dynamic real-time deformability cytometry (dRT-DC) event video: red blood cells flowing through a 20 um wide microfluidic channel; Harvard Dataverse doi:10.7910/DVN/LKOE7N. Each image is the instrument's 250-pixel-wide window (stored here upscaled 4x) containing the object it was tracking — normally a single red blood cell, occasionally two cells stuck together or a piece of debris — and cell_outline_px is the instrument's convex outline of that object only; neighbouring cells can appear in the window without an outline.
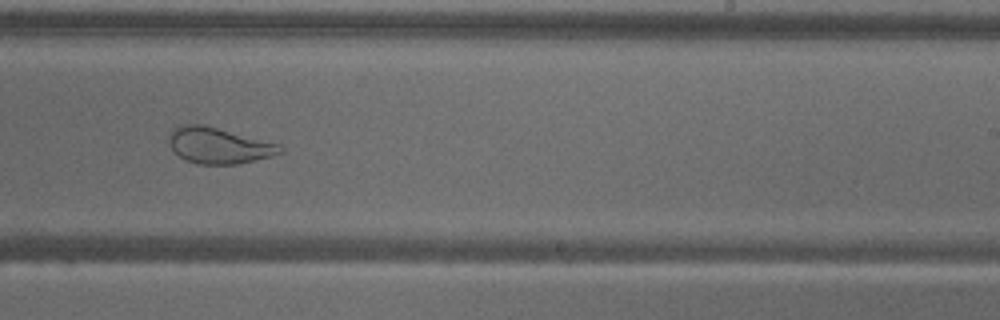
{"species": "common noctule bat (a hibernating species)", "species_latin": "Nyctalus noctula", "temperature_condition": "warm", "stored_images_in_passage": 53, "camera_frame_rate_fps": 3000, "um_per_image_px": 0.085, "animal": {"sex": "male", "body_mass_g": 18.8}, "frame": {"image": 1, "passage_image": 33, "time_ms": 10.667, "image_size_px": [1000, 320], "cell_outline_px": [[284, 152], [272, 156], [236, 164], [196, 164], [180, 156], [168, 144], [168, 132], [176, 124], [204, 124], [280, 144], [284, 148]], "centroid_in_image_um": [18.57, 12.34], "position_along_channel_um": 270.4, "area_um2": 23.58}}
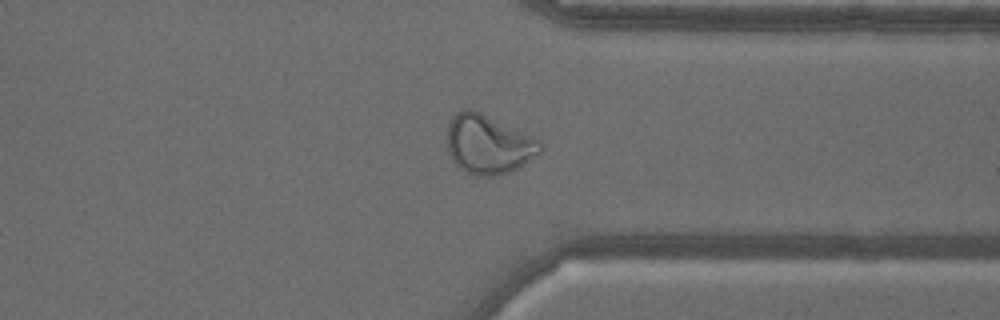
{"frame": {"image": 2, "passage_image": 41, "time_ms": 13.333, "image_size_px": [1000, 320], "cell_outline_px": [[544, 148], [540, 152], [516, 168], [508, 172], [492, 176], [480, 176], [464, 172], [452, 160], [448, 152], [448, 124], [452, 116], [456, 112], [464, 108], [472, 108], [532, 136], [540, 140]], "centroid_in_image_um": [41.48, 12.25], "position_along_channel_um": 369.9, "area_um2": 31.91}}
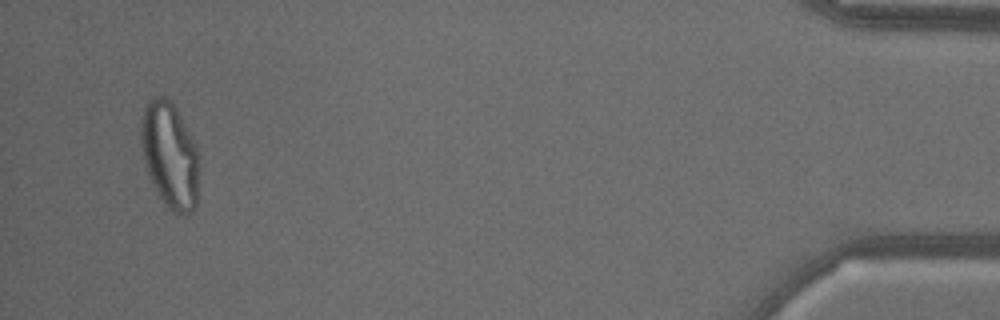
{"frame": {"image": 3, "passage_image": 51, "time_ms": 16.667, "image_size_px": [1000, 320], "cell_outline_px": [[200, 168], [196, 208], [188, 216], [176, 216], [168, 208], [160, 196], [148, 176], [144, 164], [140, 148], [140, 120], [144, 108], [148, 100], [152, 96], [164, 96], [176, 108], [196, 144]], "centroid_in_image_um": [14.44, 13.24], "position_along_channel_um": 420.8, "area_um2": 36.88}}